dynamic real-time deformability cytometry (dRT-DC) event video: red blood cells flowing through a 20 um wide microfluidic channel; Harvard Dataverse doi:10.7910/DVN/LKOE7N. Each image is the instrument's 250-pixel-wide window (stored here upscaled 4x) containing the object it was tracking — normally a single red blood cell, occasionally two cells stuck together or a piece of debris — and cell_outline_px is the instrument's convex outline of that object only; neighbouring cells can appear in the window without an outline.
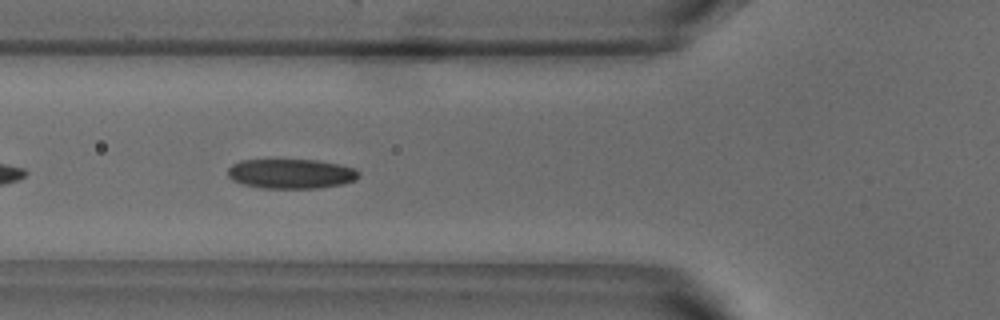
{"species": "common noctule bat (a hibernating species)", "species_latin": "Nyctalus noctula", "temperature_condition": "warm", "stored_images_in_passage": 39, "camera_frame_rate_fps": 3000, "um_per_image_px": 0.085, "animal": {"sex": "male", "body_mass_g": 18.8}, "frame": {"image": 1, "passage_image": 6, "time_ms": 1.667, "image_size_px": [1000, 320], "cell_outline_px": [[360, 176], [356, 180], [340, 184], [316, 188], [264, 188], [244, 184], [232, 180], [228, 176], [228, 168], [232, 164], [240, 160], [316, 160], [336, 164], [352, 168], [360, 172]], "centroid_in_image_um": [24.71, 14.76], "position_along_channel_um": 101.1, "area_um2": 22.43}}
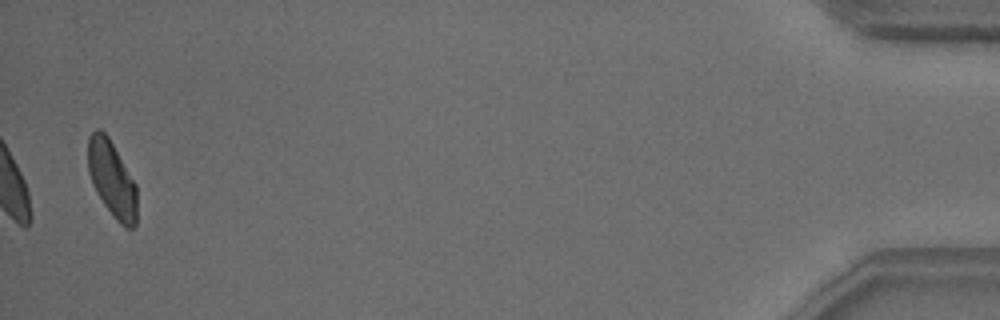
{"frame": {"image": 2, "passage_image": 39, "time_ms": 12.667, "image_size_px": [1000, 320], "cell_outline_px": [[136, 224], [132, 228], [124, 228], [116, 220], [104, 204], [96, 192], [92, 184], [88, 172], [88, 136], [96, 128], [100, 128], [108, 136], [136, 184]], "centroid_in_image_um": [9.5, 15.21], "position_along_channel_um": 425.7, "area_um2": 21.73}, "authors_computed_cell_mechanics": {"area_um2": 22.9466, "velocity_mm_per_s": 3.7738, "shape_relaxation_time_tau1_ms": 3.0743, "shape_relaxation_time_tau2_ms": 2.7463, "deformation_change_tau1": 0.1017, "deformation_change_tau2": 0.0906}}